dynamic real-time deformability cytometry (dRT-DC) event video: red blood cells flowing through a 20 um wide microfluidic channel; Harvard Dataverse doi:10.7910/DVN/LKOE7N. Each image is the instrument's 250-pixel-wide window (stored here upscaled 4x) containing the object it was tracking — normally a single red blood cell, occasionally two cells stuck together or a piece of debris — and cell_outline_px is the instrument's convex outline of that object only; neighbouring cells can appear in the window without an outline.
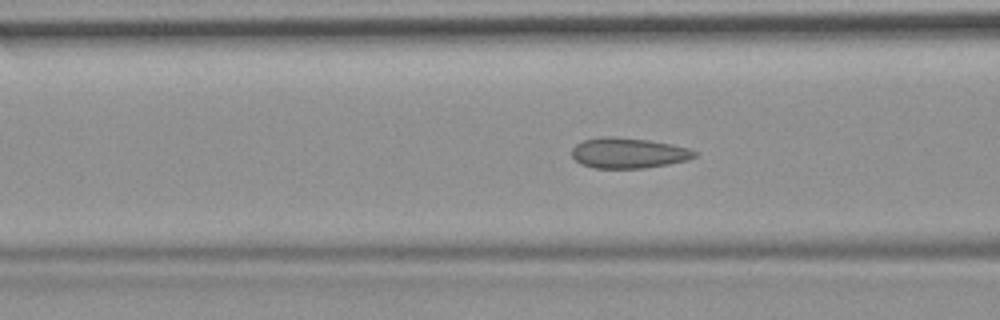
{"species": "common noctule bat (a hibernating species)", "species_latin": "Nyctalus noctula", "temperature_condition": "room temperature", "stored_images_in_passage": 49, "camera_frame_rate_fps": 3000, "um_per_image_px": 0.085, "animal": {"sex": "female", "body_mass_g": 19.9}, "frame": {"image": 1, "passage_image": 15, "time_ms": 4.667, "image_size_px": [1000, 320], "cell_outline_px": [[700, 152], [696, 156], [688, 160], [668, 164], [644, 168], [596, 168], [580, 164], [572, 156], [572, 148], [576, 144], [584, 140], [600, 136], [616, 136], [648, 140], [672, 144], [688, 148]], "centroid_in_image_um": [53.42, 13.0], "position_along_channel_um": 113.2, "area_um2": 21.96}, "authors_computed_cell_mechanics": {"area_um2": 21.2126, "velocity_mm_per_s": 3.7113, "shape_relaxation_time_tau1_ms": null, "shape_relaxation_time_tau2_ms": 1.0282, "deformation_change_tau1": null, "deformation_change_tau2": 0.0663}}